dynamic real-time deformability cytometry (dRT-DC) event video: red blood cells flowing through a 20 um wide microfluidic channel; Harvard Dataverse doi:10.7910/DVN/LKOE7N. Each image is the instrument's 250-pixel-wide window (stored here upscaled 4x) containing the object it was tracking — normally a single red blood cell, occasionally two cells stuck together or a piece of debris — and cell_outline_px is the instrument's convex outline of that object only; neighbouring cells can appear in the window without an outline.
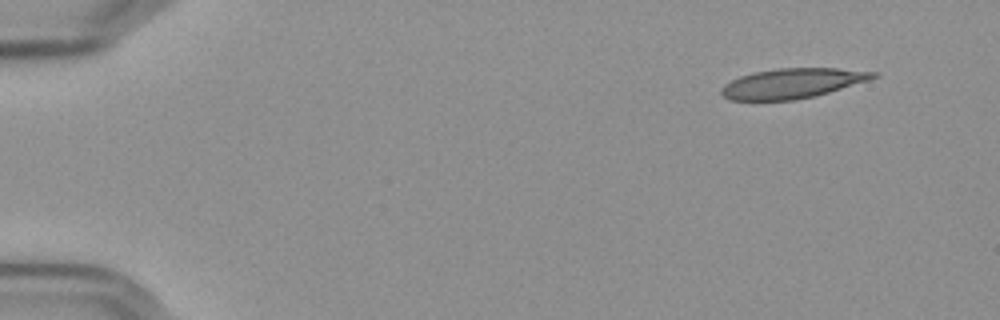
{"species": "Egyptian fruit bat (a non-hibernating species)", "species_latin": "Rousettus aegyptiacus", "temperature_condition": "cold", "stored_images_in_passage": 52, "camera_frame_rate_fps": 3000, "um_per_image_px": 0.085, "frame": {"image": 1, "passage_image": 1, "time_ms": 0.0, "image_size_px": [1000, 320], "cell_outline_px": [[880, 76], [868, 80], [816, 96], [796, 100], [728, 100], [720, 92], [720, 88], [724, 84], [740, 76], [752, 72], [776, 68], [836, 68], [880, 72]], "centroid_in_image_um": [67.35, 7.08], "position_along_channel_um": 17.7, "area_um2": 26.65}}
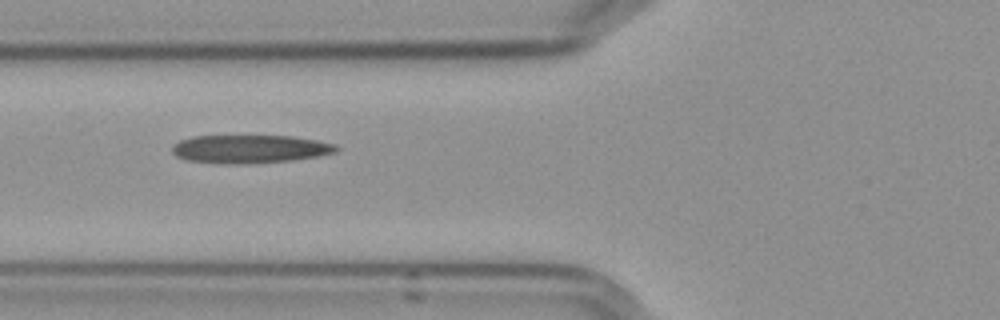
{"frame": {"image": 2, "passage_image": 18, "time_ms": 5.667, "image_size_px": [1000, 320], "cell_outline_px": [[340, 148], [336, 152], [316, 156], [292, 160], [188, 160], [176, 156], [172, 152], [172, 144], [180, 140], [192, 136], [292, 136], [316, 140], [336, 144]], "centroid_in_image_um": [21.29, 12.59], "position_along_channel_um": 104.5, "area_um2": 25.26}}
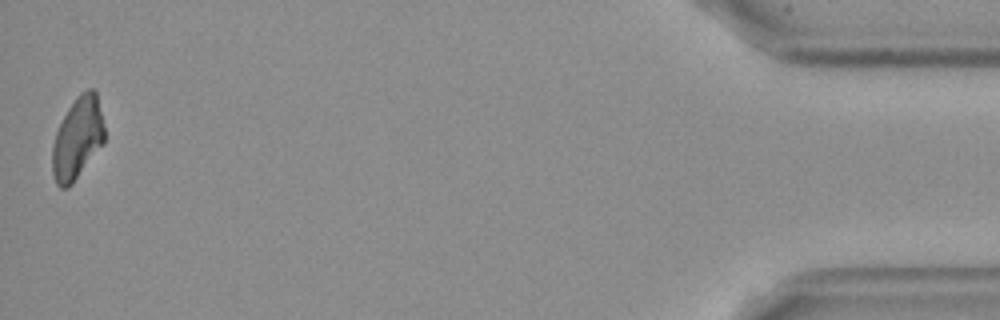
{"frame": {"image": 3, "passage_image": 52, "time_ms": 17.0, "image_size_px": [1000, 320], "cell_outline_px": [[104, 144], [72, 184], [68, 188], [60, 188], [56, 184], [52, 172], [52, 144], [56, 132], [68, 108], [76, 96], [80, 92], [88, 88], [96, 88], [104, 128]], "centroid_in_image_um": [6.59, 11.75], "position_along_channel_um": 428.6, "area_um2": 25.14}, "authors_computed_cell_mechanics": {"area_um2": 26.5591, "velocity_mm_per_s": 3.5961, "shape_relaxation_time_tau1_ms": null, "shape_relaxation_time_tau2_ms": 7.9693, "deformation_change_tau1": null, "deformation_change_tau2": 0.2201}}